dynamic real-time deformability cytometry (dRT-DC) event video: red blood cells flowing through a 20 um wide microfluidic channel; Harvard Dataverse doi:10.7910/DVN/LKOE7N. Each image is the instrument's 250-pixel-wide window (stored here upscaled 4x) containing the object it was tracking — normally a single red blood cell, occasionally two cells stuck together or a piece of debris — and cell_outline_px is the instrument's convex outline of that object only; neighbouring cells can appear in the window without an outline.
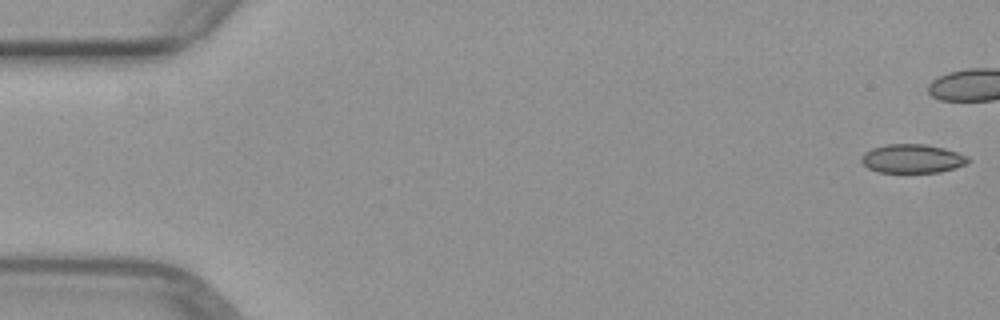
{"species": "common noctule bat (a hibernating species)", "species_latin": "Nyctalus noctula", "temperature_condition": "warm", "stored_images_in_passage": 7, "camera_frame_rate_fps": 3000, "um_per_image_px": 0.085, "animal": {"sex": "female", "body_mass_g": 29.2, "forearm_length_mm": 56.3}, "frame": {"image": 1, "passage_image": 1, "time_ms": 0.0, "image_size_px": [1000, 320], "cell_outline_px": [[972, 160], [968, 164], [940, 172], [880, 172], [868, 168], [860, 160], [860, 156], [864, 152], [872, 148], [888, 144], [924, 144], [944, 148], [968, 156]], "centroid_in_image_um": [77.56, 13.48], "position_along_channel_um": 7.4, "area_um2": 17.98}}
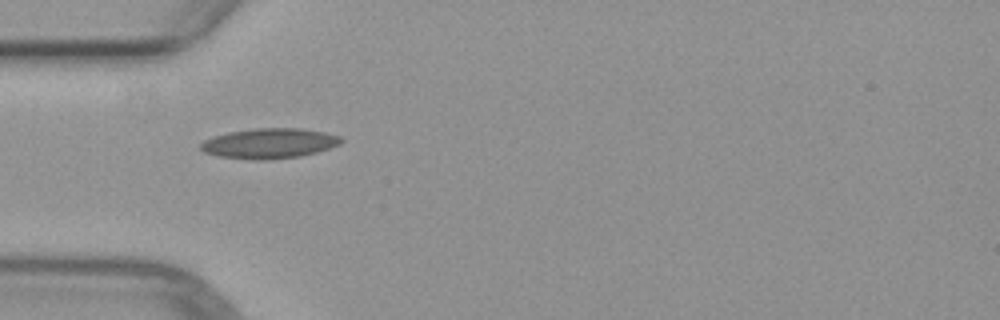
{"frame": {"image": 2, "passage_image": 6, "time_ms": 6.0, "image_size_px": [1000, 320], "cell_outline_px": [[344, 140], [340, 144], [316, 152], [300, 156], [268, 160], [252, 160], [220, 156], [204, 152], [200, 148], [200, 144], [204, 140], [212, 136], [228, 132], [256, 128], [300, 128], [324, 132], [340, 136]], "centroid_in_image_um": [22.88, 12.18], "position_along_channel_um": 62.1, "area_um2": 24.68}}
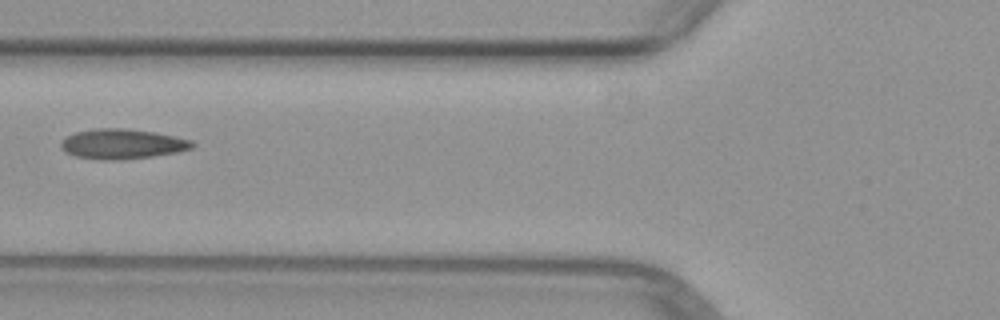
{"frame": {"image": 3, "passage_image": 7, "time_ms": 7.333, "image_size_px": [1000, 320], "cell_outline_px": [[196, 144], [192, 148], [176, 152], [152, 156], [112, 160], [104, 160], [76, 156], [68, 152], [60, 144], [68, 136], [76, 132], [96, 128], [124, 128], [156, 132], [192, 140]], "centroid_in_image_um": [10.45, 12.22], "position_along_channel_um": 115.4, "area_um2": 22.54}}